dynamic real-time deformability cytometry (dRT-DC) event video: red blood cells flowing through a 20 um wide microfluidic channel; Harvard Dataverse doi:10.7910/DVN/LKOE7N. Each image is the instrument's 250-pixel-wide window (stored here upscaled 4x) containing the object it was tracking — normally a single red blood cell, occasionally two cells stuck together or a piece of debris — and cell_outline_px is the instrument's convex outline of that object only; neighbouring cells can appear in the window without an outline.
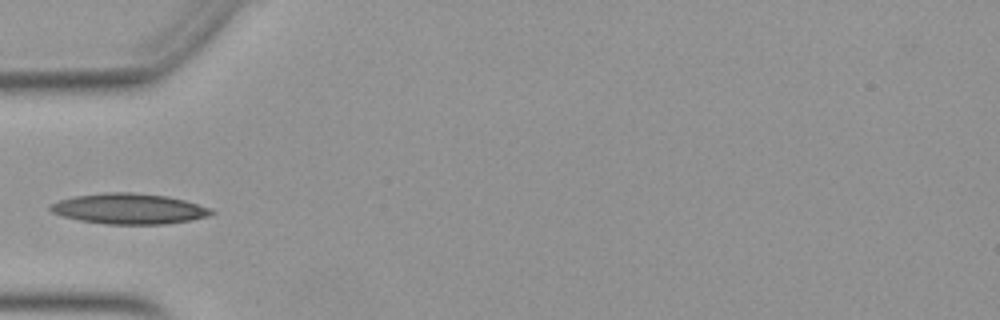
{"species": "Egyptian fruit bat (a non-hibernating species)", "species_latin": "Rousettus aegyptiacus", "temperature_condition": "warm", "stored_images_in_passage": 32, "camera_frame_rate_fps": 3000, "um_per_image_px": 0.085, "animal": {"sex": "female"}, "frame": {"image": 1, "passage_image": 1, "time_ms": 0.0, "image_size_px": [1000, 320], "cell_outline_px": [[216, 212], [212, 216], [192, 220], [164, 224], [104, 224], [80, 220], [64, 216], [52, 212], [48, 208], [52, 204], [60, 200], [76, 196], [104, 192], [132, 192], [168, 196], [184, 200], [212, 208]], "centroid_in_image_um": [11.04, 17.74], "position_along_channel_um": 74.0, "area_um2": 28.73}}
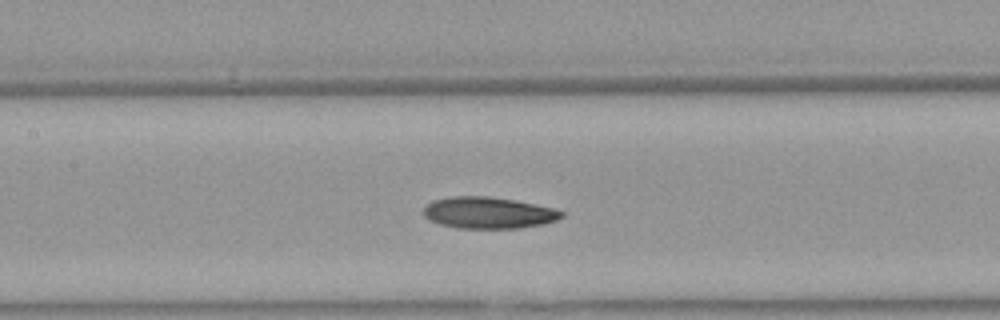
{"frame": {"image": 2, "passage_image": 8, "time_ms": 2.333, "image_size_px": [1000, 320], "cell_outline_px": [[564, 216], [556, 220], [544, 224], [520, 228], [456, 228], [440, 224], [424, 216], [424, 208], [428, 204], [436, 200], [452, 196], [488, 196], [536, 204], [552, 208], [564, 212]], "centroid_in_image_um": [41.55, 18.09], "position_along_channel_um": 165.9, "area_um2": 25.14}}
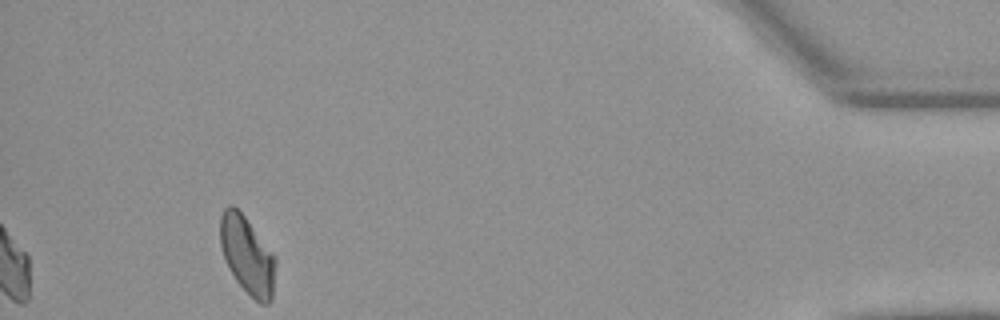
{"frame": {"image": 3, "passage_image": 32, "time_ms": 10.333, "image_size_px": [1000, 320], "cell_outline_px": [[276, 260], [272, 300], [268, 304], [260, 304], [236, 280], [228, 268], [220, 244], [220, 216], [224, 208], [228, 204], [232, 204], [244, 216], [276, 256]], "centroid_in_image_um": [21.02, 21.68], "position_along_channel_um": 414.2, "area_um2": 24.91}}